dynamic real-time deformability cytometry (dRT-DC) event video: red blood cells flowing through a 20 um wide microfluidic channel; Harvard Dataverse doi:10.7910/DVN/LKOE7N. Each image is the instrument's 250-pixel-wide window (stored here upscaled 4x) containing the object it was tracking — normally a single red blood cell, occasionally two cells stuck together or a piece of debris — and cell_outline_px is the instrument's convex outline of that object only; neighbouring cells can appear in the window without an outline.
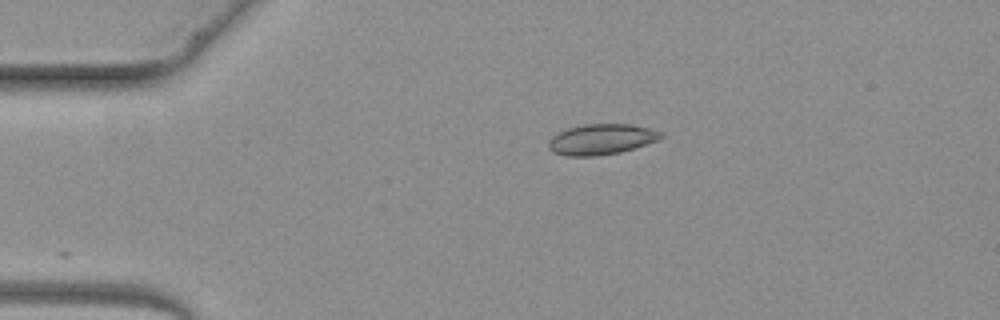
{"species": "common noctule bat (a hibernating species)", "species_latin": "Nyctalus noctula", "temperature_condition": "warm", "stored_images_in_passage": 2, "camera_frame_rate_fps": 3000, "um_per_image_px": 0.085, "animal": {"sex": "female", "body_mass_g": 19.3, "forearm_length_mm": 54.1}, "frame": {"image": 1, "passage_image": 1, "time_ms": 0.0, "image_size_px": [1000, 320], "cell_outline_px": [[664, 136], [656, 140], [636, 148], [620, 152], [596, 156], [564, 156], [552, 152], [548, 148], [548, 140], [552, 136], [568, 128], [584, 124], [632, 124], [648, 128], [660, 132]], "centroid_in_image_um": [51.07, 11.85], "position_along_channel_um": 33.9, "area_um2": 20.06}}